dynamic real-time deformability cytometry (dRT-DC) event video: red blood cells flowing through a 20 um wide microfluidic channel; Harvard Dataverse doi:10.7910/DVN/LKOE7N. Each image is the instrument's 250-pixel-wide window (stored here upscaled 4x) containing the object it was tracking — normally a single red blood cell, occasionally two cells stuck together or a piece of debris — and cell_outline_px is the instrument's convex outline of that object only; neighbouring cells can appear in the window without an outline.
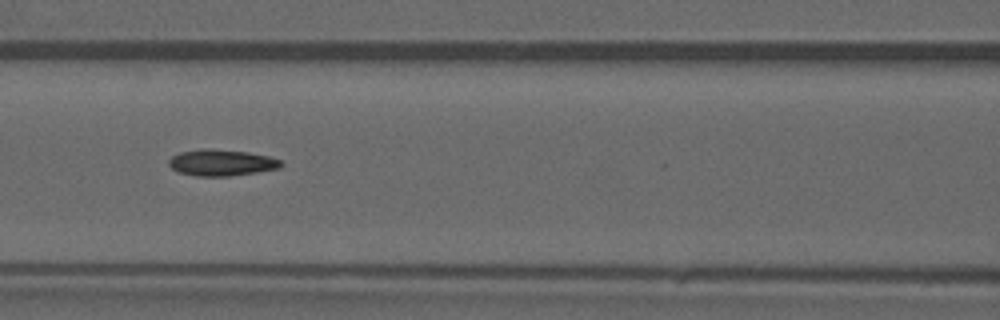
{"species": "common noctule bat (a hibernating species)", "species_latin": "Nyctalus noctula", "temperature_condition": "warm", "stored_images_in_passage": 47, "camera_frame_rate_fps": 3000, "um_per_image_px": 0.085, "animal": {"sex": "male", "forearm_length_mm": 52.5}, "frame": {"image": 1, "passage_image": 21, "time_ms": 6.667, "image_size_px": [1000, 320], "cell_outline_px": [[284, 164], [280, 168], [256, 172], [228, 176], [196, 176], [180, 172], [172, 168], [168, 164], [168, 160], [172, 156], [180, 152], [204, 148], [208, 148], [248, 152], [268, 156], [280, 160]], "centroid_in_image_um": [18.82, 13.82], "position_along_channel_um": 147.8, "area_um2": 17.17}}